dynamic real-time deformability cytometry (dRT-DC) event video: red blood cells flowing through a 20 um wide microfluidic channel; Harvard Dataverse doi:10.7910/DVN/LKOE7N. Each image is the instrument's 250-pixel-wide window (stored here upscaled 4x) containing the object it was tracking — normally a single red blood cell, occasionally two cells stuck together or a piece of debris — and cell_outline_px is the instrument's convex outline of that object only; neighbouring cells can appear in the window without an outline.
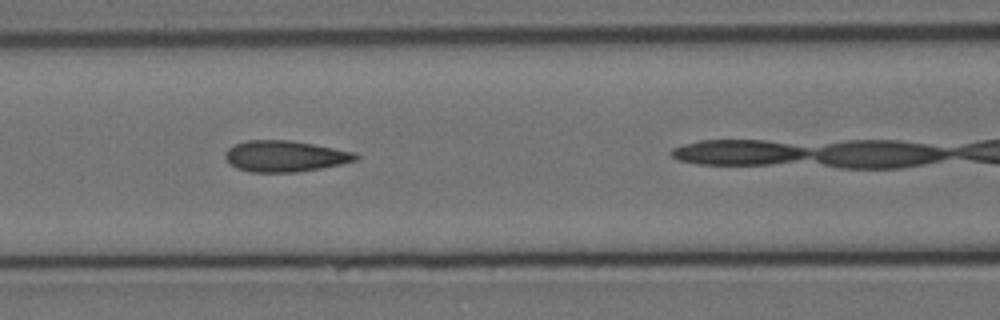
{"species": "Egyptian fruit bat (a non-hibernating species)", "species_latin": "Rousettus aegyptiacus", "temperature_condition": "cold", "stored_images_in_passage": 25, "camera_frame_rate_fps": 3000, "um_per_image_px": 0.085, "animal": {"sex": "female"}, "frame": {"image": 1, "passage_image": 8, "time_ms": 2.333, "image_size_px": [1000, 320], "cell_outline_px": [[360, 156], [356, 160], [340, 164], [300, 172], [252, 172], [236, 168], [224, 156], [224, 152], [228, 148], [244, 140], [292, 140], [356, 152]], "centroid_in_image_um": [24.23, 13.27], "position_along_channel_um": 142.4, "area_um2": 23.7}}
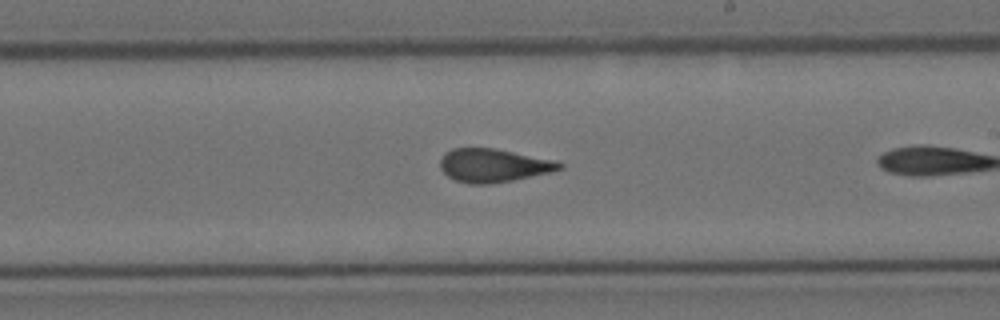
{"frame": {"image": 2, "passage_image": 17, "time_ms": 5.333, "image_size_px": [1000, 320], "cell_outline_px": [[564, 168], [552, 172], [512, 180], [488, 184], [472, 184], [456, 180], [448, 176], [440, 168], [440, 160], [444, 152], [452, 148], [496, 148], [556, 160], [564, 164]], "centroid_in_image_um": [41.96, 14.05], "position_along_channel_um": 247.0, "area_um2": 23.35}}
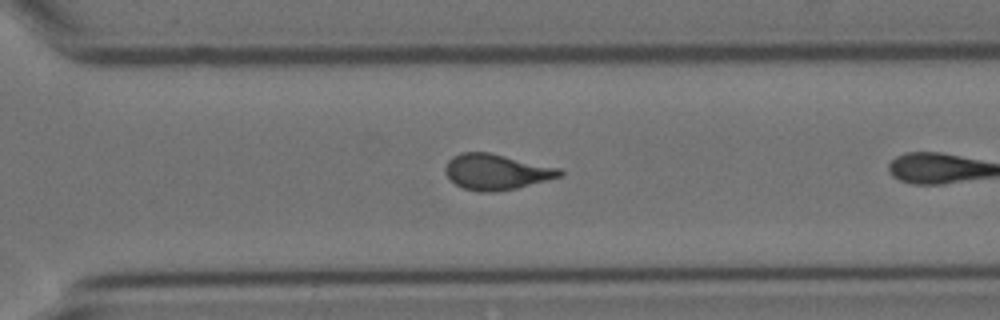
{"frame": {"image": 3, "passage_image": 24, "time_ms": 7.667, "image_size_px": [1000, 320], "cell_outline_px": [[564, 172], [560, 176], [516, 188], [496, 192], [480, 192], [464, 188], [456, 184], [444, 172], [444, 168], [448, 160], [452, 156], [460, 152], [488, 152], [560, 168]], "centroid_in_image_um": [42.15, 14.6], "position_along_channel_um": 328.5, "area_um2": 23.58}}